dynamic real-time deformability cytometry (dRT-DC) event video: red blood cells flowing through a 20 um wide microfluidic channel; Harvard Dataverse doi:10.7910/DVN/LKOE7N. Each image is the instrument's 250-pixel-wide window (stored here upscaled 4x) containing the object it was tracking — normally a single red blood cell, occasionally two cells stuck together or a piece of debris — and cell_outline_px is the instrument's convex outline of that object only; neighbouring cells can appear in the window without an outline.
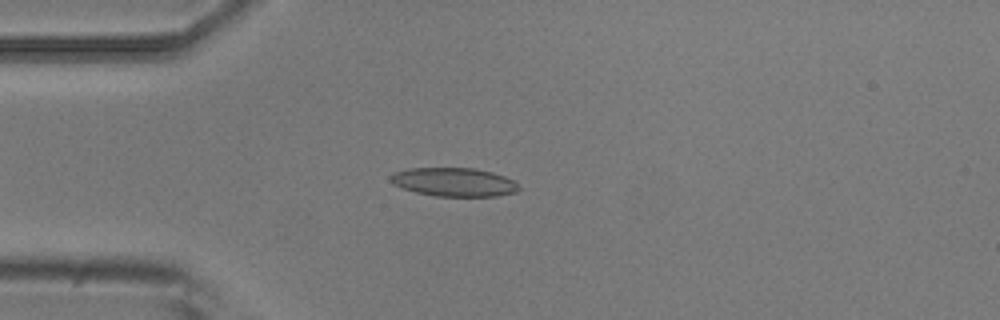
{"species": "common noctule bat (a hibernating species)", "species_latin": "Nyctalus noctula", "temperature_condition": "room temperature", "stored_images_in_passage": 53, "camera_frame_rate_fps": 3000, "um_per_image_px": 0.085, "animal": {"sex": "male", "body_mass_g": 20.5, "forearm_length_mm": 52.5}, "frame": {"image": 1, "passage_image": 13, "time_ms": 4.0, "image_size_px": [1000, 320], "cell_outline_px": [[520, 188], [516, 192], [496, 196], [436, 196], [416, 192], [392, 184], [388, 180], [388, 176], [392, 172], [408, 168], [476, 168], [492, 172], [516, 180]], "centroid_in_image_um": [38.57, 15.46], "position_along_channel_um": 46.4, "area_um2": 21.68}}
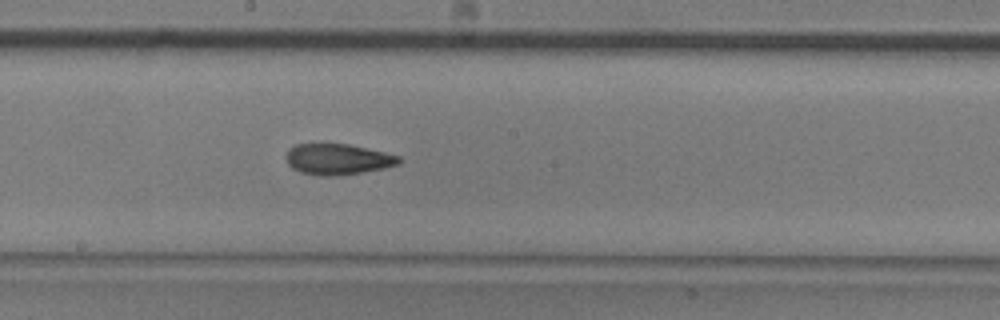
{"frame": {"image": 2, "passage_image": 28, "time_ms": 9.0, "image_size_px": [1000, 320], "cell_outline_px": [[400, 164], [384, 168], [336, 176], [324, 176], [300, 172], [292, 168], [288, 164], [288, 148], [296, 144], [348, 144], [384, 152], [400, 156]], "centroid_in_image_um": [28.72, 13.53], "position_along_channel_um": 219.5, "area_um2": 20.06}}
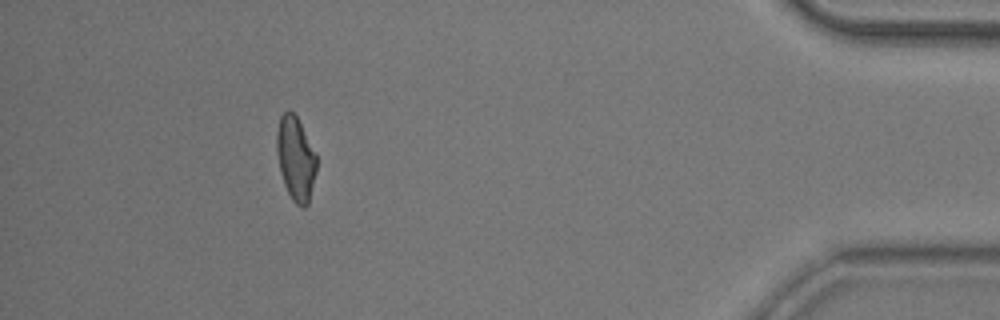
{"frame": {"image": 3, "passage_image": 48, "time_ms": 15.667, "image_size_px": [1000, 320], "cell_outline_px": [[316, 172], [308, 204], [304, 208], [300, 208], [292, 200], [284, 184], [280, 172], [276, 152], [276, 132], [280, 116], [288, 108], [296, 116], [316, 152]], "centroid_in_image_um": [25.12, 13.48], "position_along_channel_um": 410.1, "area_um2": 19.65}, "authors_computed_cell_mechanics": {"area_um2": 20.23, "velocity_mm_per_s": 3.7339, "shape_relaxation_time_tau1_ms": 7.8969, "shape_relaxation_time_tau2_ms": 2.8771, "deformation_change_tau1": 0.1623, "deformation_change_tau2": 0.0959}}